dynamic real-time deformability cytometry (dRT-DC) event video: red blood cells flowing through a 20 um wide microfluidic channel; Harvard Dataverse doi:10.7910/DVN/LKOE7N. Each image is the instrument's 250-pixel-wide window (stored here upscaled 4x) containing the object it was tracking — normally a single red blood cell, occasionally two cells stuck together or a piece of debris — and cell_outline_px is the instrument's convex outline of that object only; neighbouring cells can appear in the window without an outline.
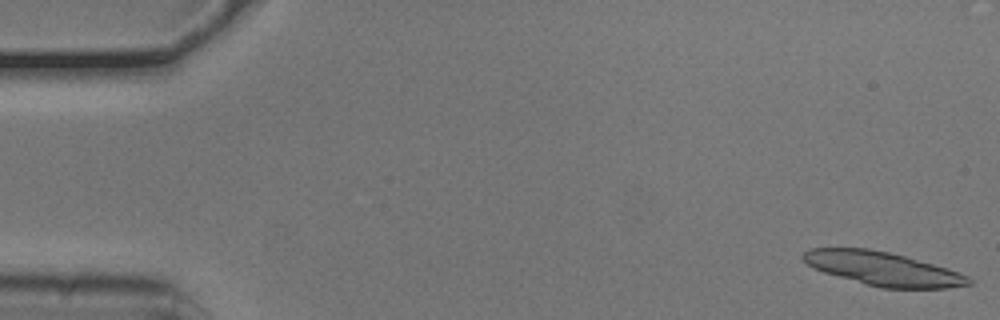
{"species": "common noctule bat (a hibernating species)", "species_latin": "Nyctalus noctula", "temperature_condition": "cold", "stored_images_in_passage": 6, "camera_frame_rate_fps": 3000, "um_per_image_px": 0.085, "animal": {"sex": "male", "body_mass_g": 20.5, "forearm_length_mm": 52.5}, "frame": {"image": 1, "passage_image": 1, "time_ms": 0.0, "image_size_px": [1000, 320], "cell_outline_px": [[972, 284], [948, 288], [880, 288], [824, 272], [812, 268], [800, 256], [804, 252], [812, 248], [868, 248], [888, 252], [904, 256], [932, 264], [968, 276], [972, 280]], "centroid_in_image_um": [75.01, 22.84], "position_along_channel_um": 10.0, "area_um2": 32.02}}